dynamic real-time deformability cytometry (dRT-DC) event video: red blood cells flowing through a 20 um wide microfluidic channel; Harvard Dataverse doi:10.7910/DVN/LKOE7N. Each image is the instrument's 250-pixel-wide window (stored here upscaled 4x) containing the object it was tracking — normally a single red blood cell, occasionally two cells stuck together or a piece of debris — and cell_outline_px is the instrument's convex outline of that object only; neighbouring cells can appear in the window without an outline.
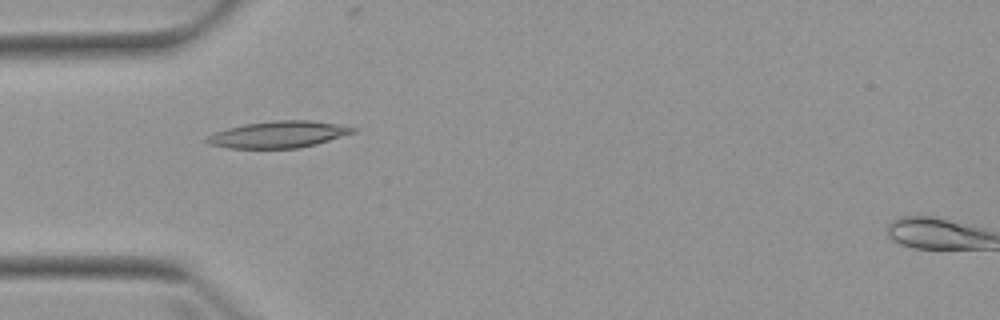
{"species": "Egyptian fruit bat (a non-hibernating species)", "species_latin": "Rousettus aegyptiacus", "temperature_condition": "warm", "stored_images_in_passage": 3, "camera_frame_rate_fps": 3000, "um_per_image_px": 0.085, "animal": {"sex": "female"}, "frame": {"image": 1, "passage_image": 2, "time_ms": 1.333, "image_size_px": [1000, 320], "cell_outline_px": [[356, 132], [316, 144], [300, 148], [228, 148], [208, 144], [204, 140], [208, 136], [216, 132], [228, 128], [244, 124], [276, 120], [308, 120], [336, 124], [356, 128]], "centroid_in_image_um": [23.65, 11.43], "position_along_channel_um": 61.3, "area_um2": 22.54}}
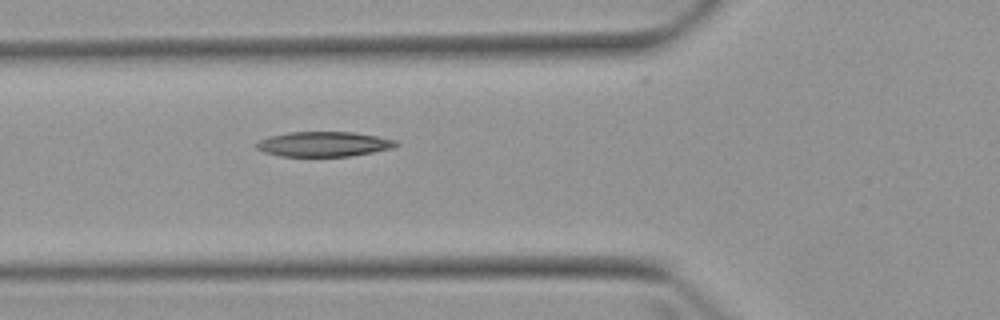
{"frame": {"image": 2, "passage_image": 3, "time_ms": 2.333, "image_size_px": [1000, 320], "cell_outline_px": [[400, 144], [392, 148], [352, 156], [280, 156], [264, 152], [256, 148], [256, 144], [260, 140], [268, 136], [288, 132], [352, 132], [376, 136], [396, 140]], "centroid_in_image_um": [27.51, 12.25], "position_along_channel_um": 98.3, "area_um2": 20.23}}